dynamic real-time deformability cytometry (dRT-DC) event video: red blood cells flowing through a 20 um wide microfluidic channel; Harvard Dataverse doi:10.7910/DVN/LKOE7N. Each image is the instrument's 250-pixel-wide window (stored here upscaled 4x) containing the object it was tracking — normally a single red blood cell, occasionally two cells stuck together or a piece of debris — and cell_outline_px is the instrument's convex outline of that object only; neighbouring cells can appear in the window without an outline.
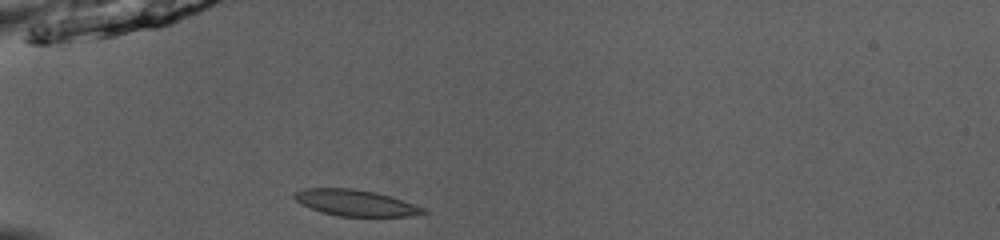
{"species": "common noctule bat (a hibernating species)", "species_latin": "Nyctalus noctula", "temperature_condition": "room temperature", "stored_images_in_passage": 35, "camera_frame_rate_fps": 3000, "um_per_image_px": 0.085, "animal": {"sex": "male", "body_mass_g": 13.0, "forearm_length_mm": 53.1}, "frame": {"image": 1, "passage_image": 1, "time_ms": 0.0, "image_size_px": [1000, 240], "cell_outline_px": [[428, 212], [412, 216], [340, 216], [320, 212], [296, 200], [292, 196], [292, 192], [304, 188], [352, 188], [376, 192], [424, 208]], "centroid_in_image_um": [30.17, 17.23], "position_along_channel_um": 54.8, "area_um2": 19.42}}
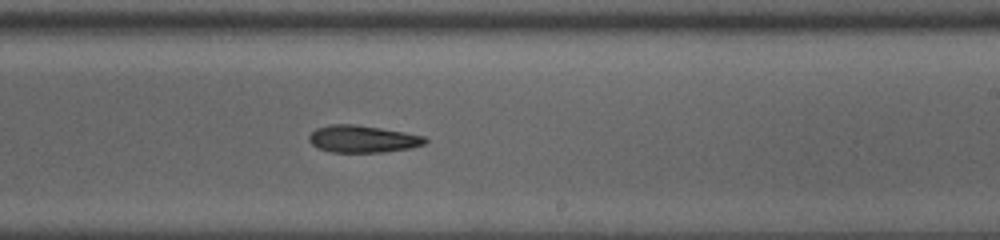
{"frame": {"image": 2, "passage_image": 17, "time_ms": 5.333, "image_size_px": [1000, 240], "cell_outline_px": [[428, 140], [424, 144], [412, 148], [380, 152], [332, 152], [316, 148], [308, 140], [308, 136], [316, 128], [328, 124], [352, 124], [380, 128], [404, 132], [424, 136]], "centroid_in_image_um": [30.79, 11.81], "position_along_channel_um": 258.2, "area_um2": 18.38}}
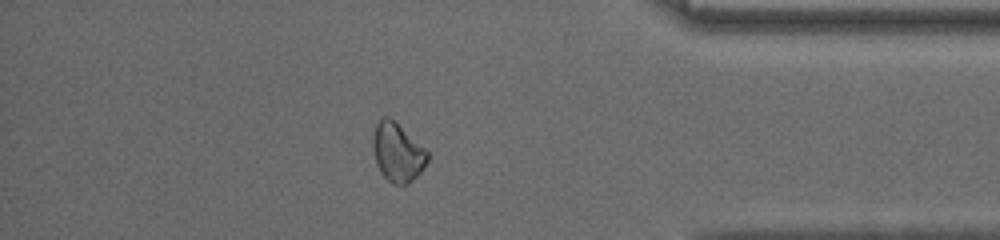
{"frame": {"image": 3, "passage_image": 29, "time_ms": 9.333, "image_size_px": [1000, 240], "cell_outline_px": [[428, 160], [424, 168], [408, 184], [392, 184], [380, 172], [376, 164], [372, 144], [372, 136], [376, 124], [380, 116], [388, 116], [424, 148], [428, 152]], "centroid_in_image_um": [33.75, 12.95], "position_along_channel_um": 401.4, "area_um2": 18.5}, "authors_computed_cell_mechanics": {"area_um2": 18.9006, "velocity_mm_per_s": 4.0765, "shape_relaxation_time_tau1_ms": 2.5026, "shape_relaxation_time_tau2_ms": 4.2952, "deformation_change_tau1": 0.0852, "deformation_change_tau2": 0.1225}}